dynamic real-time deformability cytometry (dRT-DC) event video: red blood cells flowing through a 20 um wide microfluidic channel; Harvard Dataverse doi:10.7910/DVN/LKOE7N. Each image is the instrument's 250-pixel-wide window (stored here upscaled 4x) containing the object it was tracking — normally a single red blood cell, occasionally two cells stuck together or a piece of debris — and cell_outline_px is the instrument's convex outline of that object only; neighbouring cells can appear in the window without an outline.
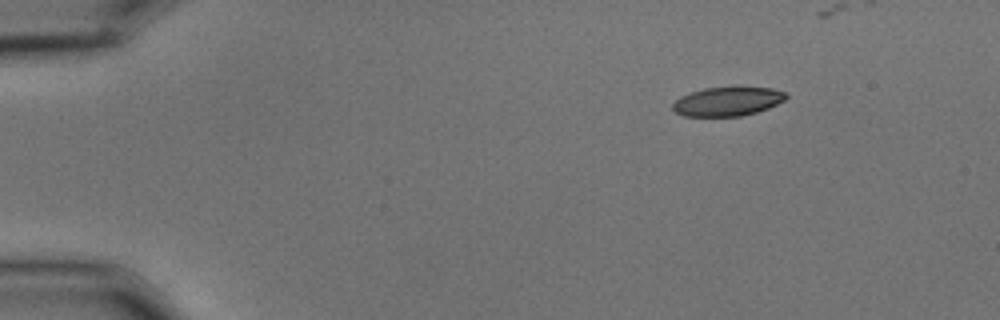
{"species": "common noctule bat (a hibernating species)", "species_latin": "Nyctalus noctula", "temperature_condition": "cold", "stored_images_in_passage": 39, "camera_frame_rate_fps": 3000, "um_per_image_px": 0.085, "animal": {"sex": "male", "body_mass_g": 15.6}, "frame": {"image": 1, "passage_image": 1, "time_ms": 0.0, "image_size_px": [1000, 320], "cell_outline_px": [[788, 96], [784, 100], [768, 108], [756, 112], [740, 116], [684, 116], [676, 112], [672, 108], [672, 104], [680, 96], [704, 88], [736, 84], [772, 88], [784, 92]], "centroid_in_image_um": [61.86, 8.57], "position_along_channel_um": 23.1, "area_um2": 19.77}}
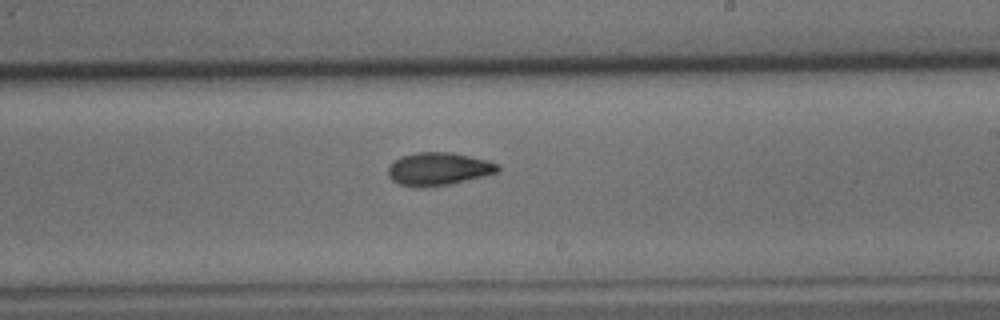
{"frame": {"image": 2, "passage_image": 27, "time_ms": 8.667, "image_size_px": [1000, 320], "cell_outline_px": [[500, 168], [496, 172], [484, 176], [452, 184], [420, 188], [416, 188], [400, 184], [392, 180], [388, 176], [388, 168], [392, 160], [400, 156], [416, 152], [452, 152], [488, 160], [500, 164]], "centroid_in_image_um": [37.25, 14.36], "position_along_channel_um": 251.8, "area_um2": 21.39}}
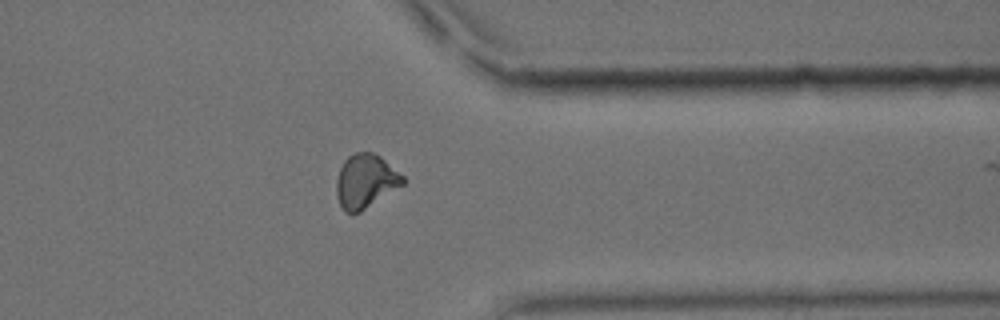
{"frame": {"image": 3, "passage_image": 38, "time_ms": 12.333, "image_size_px": [1000, 320], "cell_outline_px": [[404, 184], [360, 212], [352, 216], [344, 212], [336, 196], [336, 180], [340, 168], [344, 160], [352, 152], [372, 152], [380, 156], [404, 176]], "centroid_in_image_um": [31.04, 15.42], "position_along_channel_um": 380.4, "area_um2": 21.04}}